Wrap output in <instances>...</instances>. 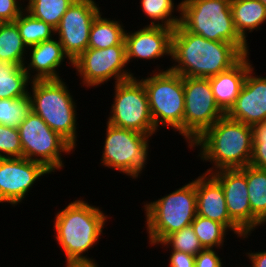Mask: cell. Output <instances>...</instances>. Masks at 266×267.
<instances>
[{
  "mask_svg": "<svg viewBox=\"0 0 266 267\" xmlns=\"http://www.w3.org/2000/svg\"><path fill=\"white\" fill-rule=\"evenodd\" d=\"M244 55L229 42H216L187 31L172 33L171 71L182 77L210 78L234 66Z\"/></svg>",
  "mask_w": 266,
  "mask_h": 267,
  "instance_id": "obj_1",
  "label": "cell"
},
{
  "mask_svg": "<svg viewBox=\"0 0 266 267\" xmlns=\"http://www.w3.org/2000/svg\"><path fill=\"white\" fill-rule=\"evenodd\" d=\"M54 218V239L66 256L65 263H98L85 254H88L105 234L103 229L108 215L98 206L89 204L80 197L57 211Z\"/></svg>",
  "mask_w": 266,
  "mask_h": 267,
  "instance_id": "obj_2",
  "label": "cell"
},
{
  "mask_svg": "<svg viewBox=\"0 0 266 267\" xmlns=\"http://www.w3.org/2000/svg\"><path fill=\"white\" fill-rule=\"evenodd\" d=\"M189 149L198 148V157L213 166L205 173L222 169H240L250 165L253 152V128L230 119L226 114L208 128Z\"/></svg>",
  "mask_w": 266,
  "mask_h": 267,
  "instance_id": "obj_3",
  "label": "cell"
},
{
  "mask_svg": "<svg viewBox=\"0 0 266 267\" xmlns=\"http://www.w3.org/2000/svg\"><path fill=\"white\" fill-rule=\"evenodd\" d=\"M58 80H35L28 91L32 112L38 115L53 131L59 133L74 148L77 147V103L69 87ZM32 88V89H31Z\"/></svg>",
  "mask_w": 266,
  "mask_h": 267,
  "instance_id": "obj_4",
  "label": "cell"
},
{
  "mask_svg": "<svg viewBox=\"0 0 266 267\" xmlns=\"http://www.w3.org/2000/svg\"><path fill=\"white\" fill-rule=\"evenodd\" d=\"M231 0H181L180 24L189 32L216 42L232 43L243 55L248 42L236 31Z\"/></svg>",
  "mask_w": 266,
  "mask_h": 267,
  "instance_id": "obj_5",
  "label": "cell"
},
{
  "mask_svg": "<svg viewBox=\"0 0 266 267\" xmlns=\"http://www.w3.org/2000/svg\"><path fill=\"white\" fill-rule=\"evenodd\" d=\"M146 233L155 246L168 235L191 225L197 215L195 179L155 201L144 202Z\"/></svg>",
  "mask_w": 266,
  "mask_h": 267,
  "instance_id": "obj_6",
  "label": "cell"
},
{
  "mask_svg": "<svg viewBox=\"0 0 266 267\" xmlns=\"http://www.w3.org/2000/svg\"><path fill=\"white\" fill-rule=\"evenodd\" d=\"M159 68L139 79L148 96L154 126L157 131L160 126L171 127L184 138V77L168 67L166 70Z\"/></svg>",
  "mask_w": 266,
  "mask_h": 267,
  "instance_id": "obj_7",
  "label": "cell"
},
{
  "mask_svg": "<svg viewBox=\"0 0 266 267\" xmlns=\"http://www.w3.org/2000/svg\"><path fill=\"white\" fill-rule=\"evenodd\" d=\"M106 126L100 164L138 179L148 164L149 139L152 136L107 122Z\"/></svg>",
  "mask_w": 266,
  "mask_h": 267,
  "instance_id": "obj_8",
  "label": "cell"
},
{
  "mask_svg": "<svg viewBox=\"0 0 266 267\" xmlns=\"http://www.w3.org/2000/svg\"><path fill=\"white\" fill-rule=\"evenodd\" d=\"M18 131L22 157L42 163L54 174L65 167L62 155H70L75 151L66 139L53 131L32 111L18 126Z\"/></svg>",
  "mask_w": 266,
  "mask_h": 267,
  "instance_id": "obj_9",
  "label": "cell"
},
{
  "mask_svg": "<svg viewBox=\"0 0 266 267\" xmlns=\"http://www.w3.org/2000/svg\"><path fill=\"white\" fill-rule=\"evenodd\" d=\"M137 78L114 83V101L107 123L153 136L158 131L151 117L146 90L140 76Z\"/></svg>",
  "mask_w": 266,
  "mask_h": 267,
  "instance_id": "obj_10",
  "label": "cell"
},
{
  "mask_svg": "<svg viewBox=\"0 0 266 267\" xmlns=\"http://www.w3.org/2000/svg\"><path fill=\"white\" fill-rule=\"evenodd\" d=\"M184 139L188 147L225 113L216 104L209 78L184 77Z\"/></svg>",
  "mask_w": 266,
  "mask_h": 267,
  "instance_id": "obj_11",
  "label": "cell"
},
{
  "mask_svg": "<svg viewBox=\"0 0 266 267\" xmlns=\"http://www.w3.org/2000/svg\"><path fill=\"white\" fill-rule=\"evenodd\" d=\"M127 65L126 45H115L105 49L87 48L73 61L72 67L80 76L82 86L96 88L113 78L115 83L134 78Z\"/></svg>",
  "mask_w": 266,
  "mask_h": 267,
  "instance_id": "obj_12",
  "label": "cell"
},
{
  "mask_svg": "<svg viewBox=\"0 0 266 267\" xmlns=\"http://www.w3.org/2000/svg\"><path fill=\"white\" fill-rule=\"evenodd\" d=\"M97 3L95 0H75L55 28L64 53L72 62L88 48L91 26L101 13Z\"/></svg>",
  "mask_w": 266,
  "mask_h": 267,
  "instance_id": "obj_13",
  "label": "cell"
},
{
  "mask_svg": "<svg viewBox=\"0 0 266 267\" xmlns=\"http://www.w3.org/2000/svg\"><path fill=\"white\" fill-rule=\"evenodd\" d=\"M52 174L42 163L20 158H0V203L16 206L42 176Z\"/></svg>",
  "mask_w": 266,
  "mask_h": 267,
  "instance_id": "obj_14",
  "label": "cell"
},
{
  "mask_svg": "<svg viewBox=\"0 0 266 267\" xmlns=\"http://www.w3.org/2000/svg\"><path fill=\"white\" fill-rule=\"evenodd\" d=\"M221 184L230 219L251 234L262 224L252 215L246 175L240 169H222L211 173Z\"/></svg>",
  "mask_w": 266,
  "mask_h": 267,
  "instance_id": "obj_15",
  "label": "cell"
},
{
  "mask_svg": "<svg viewBox=\"0 0 266 267\" xmlns=\"http://www.w3.org/2000/svg\"><path fill=\"white\" fill-rule=\"evenodd\" d=\"M253 67L248 70L234 105L226 113L230 119L252 127L266 121V76L256 75Z\"/></svg>",
  "mask_w": 266,
  "mask_h": 267,
  "instance_id": "obj_16",
  "label": "cell"
},
{
  "mask_svg": "<svg viewBox=\"0 0 266 267\" xmlns=\"http://www.w3.org/2000/svg\"><path fill=\"white\" fill-rule=\"evenodd\" d=\"M197 197V215L224 224L240 240H247L251 234H245L231 219L227 211L224 191L220 182L209 173L195 178Z\"/></svg>",
  "mask_w": 266,
  "mask_h": 267,
  "instance_id": "obj_17",
  "label": "cell"
},
{
  "mask_svg": "<svg viewBox=\"0 0 266 267\" xmlns=\"http://www.w3.org/2000/svg\"><path fill=\"white\" fill-rule=\"evenodd\" d=\"M174 29L145 25L133 32H125L127 64L133 59L155 60L171 57L172 33Z\"/></svg>",
  "mask_w": 266,
  "mask_h": 267,
  "instance_id": "obj_18",
  "label": "cell"
},
{
  "mask_svg": "<svg viewBox=\"0 0 266 267\" xmlns=\"http://www.w3.org/2000/svg\"><path fill=\"white\" fill-rule=\"evenodd\" d=\"M28 51L27 54L29 55L25 61L24 69L31 81L62 79L59 68L65 62V59L67 58V64L73 65V62L64 53L57 37L31 46L28 48Z\"/></svg>",
  "mask_w": 266,
  "mask_h": 267,
  "instance_id": "obj_19",
  "label": "cell"
},
{
  "mask_svg": "<svg viewBox=\"0 0 266 267\" xmlns=\"http://www.w3.org/2000/svg\"><path fill=\"white\" fill-rule=\"evenodd\" d=\"M249 55H244L230 69L209 78L215 102L225 114L234 105L246 74L253 65Z\"/></svg>",
  "mask_w": 266,
  "mask_h": 267,
  "instance_id": "obj_20",
  "label": "cell"
},
{
  "mask_svg": "<svg viewBox=\"0 0 266 267\" xmlns=\"http://www.w3.org/2000/svg\"><path fill=\"white\" fill-rule=\"evenodd\" d=\"M230 6L236 31L247 42V34L266 23V6L260 0H231Z\"/></svg>",
  "mask_w": 266,
  "mask_h": 267,
  "instance_id": "obj_21",
  "label": "cell"
},
{
  "mask_svg": "<svg viewBox=\"0 0 266 267\" xmlns=\"http://www.w3.org/2000/svg\"><path fill=\"white\" fill-rule=\"evenodd\" d=\"M101 12L90 29L88 48L105 49L115 45L125 44V26L122 21L102 17Z\"/></svg>",
  "mask_w": 266,
  "mask_h": 267,
  "instance_id": "obj_22",
  "label": "cell"
},
{
  "mask_svg": "<svg viewBox=\"0 0 266 267\" xmlns=\"http://www.w3.org/2000/svg\"><path fill=\"white\" fill-rule=\"evenodd\" d=\"M240 170L246 175L252 215L266 225V170L247 165Z\"/></svg>",
  "mask_w": 266,
  "mask_h": 267,
  "instance_id": "obj_23",
  "label": "cell"
},
{
  "mask_svg": "<svg viewBox=\"0 0 266 267\" xmlns=\"http://www.w3.org/2000/svg\"><path fill=\"white\" fill-rule=\"evenodd\" d=\"M27 52L16 23L0 22V61L24 66Z\"/></svg>",
  "mask_w": 266,
  "mask_h": 267,
  "instance_id": "obj_24",
  "label": "cell"
},
{
  "mask_svg": "<svg viewBox=\"0 0 266 267\" xmlns=\"http://www.w3.org/2000/svg\"><path fill=\"white\" fill-rule=\"evenodd\" d=\"M30 81L24 66L0 61V99L26 96Z\"/></svg>",
  "mask_w": 266,
  "mask_h": 267,
  "instance_id": "obj_25",
  "label": "cell"
},
{
  "mask_svg": "<svg viewBox=\"0 0 266 267\" xmlns=\"http://www.w3.org/2000/svg\"><path fill=\"white\" fill-rule=\"evenodd\" d=\"M142 12L151 19V26H163L174 29L181 20V1L174 5V0H140ZM176 10V11H175ZM174 11L179 16L174 15Z\"/></svg>",
  "mask_w": 266,
  "mask_h": 267,
  "instance_id": "obj_26",
  "label": "cell"
},
{
  "mask_svg": "<svg viewBox=\"0 0 266 267\" xmlns=\"http://www.w3.org/2000/svg\"><path fill=\"white\" fill-rule=\"evenodd\" d=\"M27 48L55 37V28L24 10L14 21Z\"/></svg>",
  "mask_w": 266,
  "mask_h": 267,
  "instance_id": "obj_27",
  "label": "cell"
},
{
  "mask_svg": "<svg viewBox=\"0 0 266 267\" xmlns=\"http://www.w3.org/2000/svg\"><path fill=\"white\" fill-rule=\"evenodd\" d=\"M191 226L204 249L222 248L226 234L230 231L224 224L200 215L195 216Z\"/></svg>",
  "mask_w": 266,
  "mask_h": 267,
  "instance_id": "obj_28",
  "label": "cell"
},
{
  "mask_svg": "<svg viewBox=\"0 0 266 267\" xmlns=\"http://www.w3.org/2000/svg\"><path fill=\"white\" fill-rule=\"evenodd\" d=\"M25 10L34 18L50 24L53 28L59 25L63 14L75 0H25Z\"/></svg>",
  "mask_w": 266,
  "mask_h": 267,
  "instance_id": "obj_29",
  "label": "cell"
},
{
  "mask_svg": "<svg viewBox=\"0 0 266 267\" xmlns=\"http://www.w3.org/2000/svg\"><path fill=\"white\" fill-rule=\"evenodd\" d=\"M31 100L27 94L21 98L0 99V124L18 128L31 113Z\"/></svg>",
  "mask_w": 266,
  "mask_h": 267,
  "instance_id": "obj_30",
  "label": "cell"
},
{
  "mask_svg": "<svg viewBox=\"0 0 266 267\" xmlns=\"http://www.w3.org/2000/svg\"><path fill=\"white\" fill-rule=\"evenodd\" d=\"M159 245H161L163 249L165 247L166 249L169 248V251H181L194 256H196L200 251L204 250L191 225L171 233L157 246Z\"/></svg>",
  "mask_w": 266,
  "mask_h": 267,
  "instance_id": "obj_31",
  "label": "cell"
},
{
  "mask_svg": "<svg viewBox=\"0 0 266 267\" xmlns=\"http://www.w3.org/2000/svg\"><path fill=\"white\" fill-rule=\"evenodd\" d=\"M22 157V145L18 128L0 124V158Z\"/></svg>",
  "mask_w": 266,
  "mask_h": 267,
  "instance_id": "obj_32",
  "label": "cell"
},
{
  "mask_svg": "<svg viewBox=\"0 0 266 267\" xmlns=\"http://www.w3.org/2000/svg\"><path fill=\"white\" fill-rule=\"evenodd\" d=\"M253 152L250 165L266 170V121L253 127Z\"/></svg>",
  "mask_w": 266,
  "mask_h": 267,
  "instance_id": "obj_33",
  "label": "cell"
},
{
  "mask_svg": "<svg viewBox=\"0 0 266 267\" xmlns=\"http://www.w3.org/2000/svg\"><path fill=\"white\" fill-rule=\"evenodd\" d=\"M24 1L0 0V22H14L25 10Z\"/></svg>",
  "mask_w": 266,
  "mask_h": 267,
  "instance_id": "obj_34",
  "label": "cell"
},
{
  "mask_svg": "<svg viewBox=\"0 0 266 267\" xmlns=\"http://www.w3.org/2000/svg\"><path fill=\"white\" fill-rule=\"evenodd\" d=\"M195 267H224L222 258L214 249H204L195 256Z\"/></svg>",
  "mask_w": 266,
  "mask_h": 267,
  "instance_id": "obj_35",
  "label": "cell"
},
{
  "mask_svg": "<svg viewBox=\"0 0 266 267\" xmlns=\"http://www.w3.org/2000/svg\"><path fill=\"white\" fill-rule=\"evenodd\" d=\"M169 267H195V256L181 251L171 250Z\"/></svg>",
  "mask_w": 266,
  "mask_h": 267,
  "instance_id": "obj_36",
  "label": "cell"
},
{
  "mask_svg": "<svg viewBox=\"0 0 266 267\" xmlns=\"http://www.w3.org/2000/svg\"><path fill=\"white\" fill-rule=\"evenodd\" d=\"M246 257L250 260L251 265H244V267H266V251L246 252ZM243 267V266H242Z\"/></svg>",
  "mask_w": 266,
  "mask_h": 267,
  "instance_id": "obj_37",
  "label": "cell"
},
{
  "mask_svg": "<svg viewBox=\"0 0 266 267\" xmlns=\"http://www.w3.org/2000/svg\"><path fill=\"white\" fill-rule=\"evenodd\" d=\"M97 263L65 264V267H99Z\"/></svg>",
  "mask_w": 266,
  "mask_h": 267,
  "instance_id": "obj_38",
  "label": "cell"
},
{
  "mask_svg": "<svg viewBox=\"0 0 266 267\" xmlns=\"http://www.w3.org/2000/svg\"><path fill=\"white\" fill-rule=\"evenodd\" d=\"M266 6V0H260Z\"/></svg>",
  "mask_w": 266,
  "mask_h": 267,
  "instance_id": "obj_39",
  "label": "cell"
}]
</instances>
